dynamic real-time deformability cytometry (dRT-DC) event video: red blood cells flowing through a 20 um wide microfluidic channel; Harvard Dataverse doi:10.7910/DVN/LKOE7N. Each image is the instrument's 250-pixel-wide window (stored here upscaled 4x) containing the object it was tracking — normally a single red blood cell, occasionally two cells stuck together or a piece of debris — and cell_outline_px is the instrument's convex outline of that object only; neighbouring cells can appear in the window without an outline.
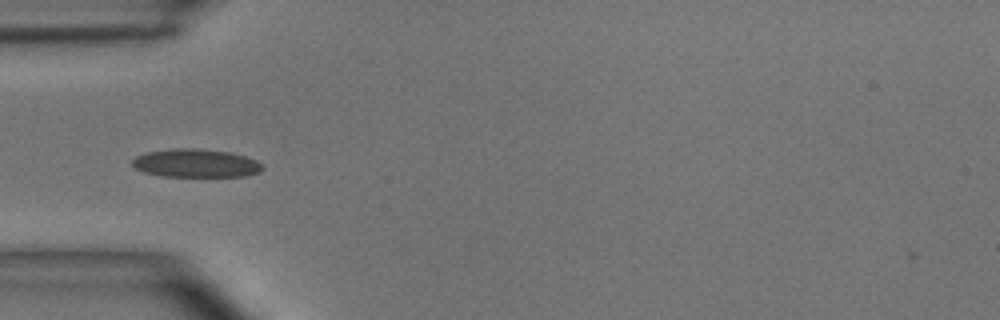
{"species": "common noctule bat (a hibernating species)", "species_latin": "Nyctalus noctula", "temperature_condition": "room temperature", "stored_images_in_passage": 37, "camera_frame_rate_fps": 3000, "um_per_image_px": 0.085, "animal": {"sex": "male", "body_mass_g": 15.6}, "frame": {"image": 1, "passage_image": 2, "time_ms": 0.333, "image_size_px": [1000, 320], "cell_outline_px": [[264, 168], [260, 172], [244, 176], [164, 176], [144, 172], [136, 168], [132, 164], [132, 160], [136, 156], [148, 152], [172, 148], [196, 148], [228, 152], [244, 156], [256, 160]], "centroid_in_image_um": [16.64, 13.87], "position_along_channel_um": 68.4, "area_um2": 21.27}}
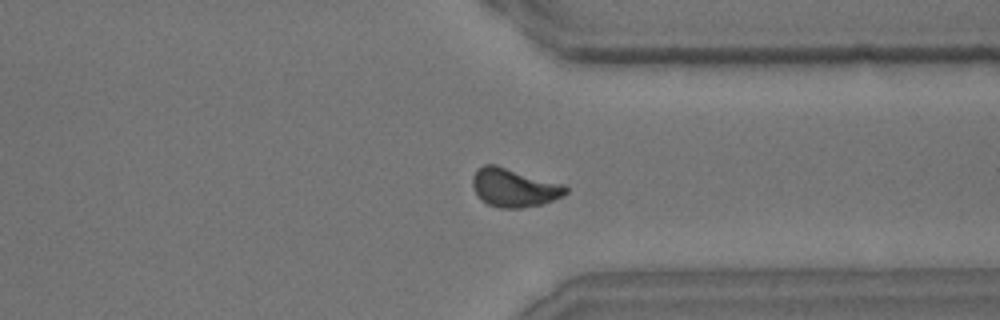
{"frame": {"image": 2, "passage_image": 25, "time_ms": 8.0, "image_size_px": [1000, 320], "cell_outline_px": [[568, 192], [564, 196], [540, 204], [520, 208], [500, 208], [488, 204], [480, 200], [472, 184], [472, 176], [476, 168], [484, 164], [496, 164], [564, 184], [568, 188]], "centroid_in_image_um": [43.68, 15.93], "position_along_channel_um": 367.7, "area_um2": 21.1}}
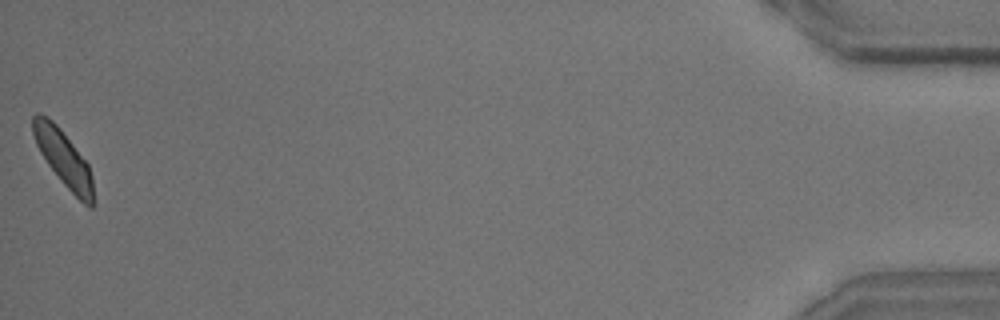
{"frame": {"image": 3, "passage_image": 37, "time_ms": 12.0, "image_size_px": [1000, 320], "cell_outline_px": [[96, 204], [92, 208], [88, 208], [60, 180], [48, 164], [40, 152], [36, 144], [32, 132], [32, 116], [36, 112], [40, 112], [52, 120], [60, 128], [88, 164], [92, 176], [96, 200]], "centroid_in_image_um": [5.43, 13.49], "position_along_channel_um": 429.8, "area_um2": 19.88}, "authors_computed_cell_mechanics": {"area_um2": 20.1722, "velocity_mm_per_s": 3.9074, "shape_relaxation_time_tau1_ms": 4.9009, "shape_relaxation_time_tau2_ms": 2.0054, "deformation_change_tau1": 0.1047, "deformation_change_tau2": 0.0641}}